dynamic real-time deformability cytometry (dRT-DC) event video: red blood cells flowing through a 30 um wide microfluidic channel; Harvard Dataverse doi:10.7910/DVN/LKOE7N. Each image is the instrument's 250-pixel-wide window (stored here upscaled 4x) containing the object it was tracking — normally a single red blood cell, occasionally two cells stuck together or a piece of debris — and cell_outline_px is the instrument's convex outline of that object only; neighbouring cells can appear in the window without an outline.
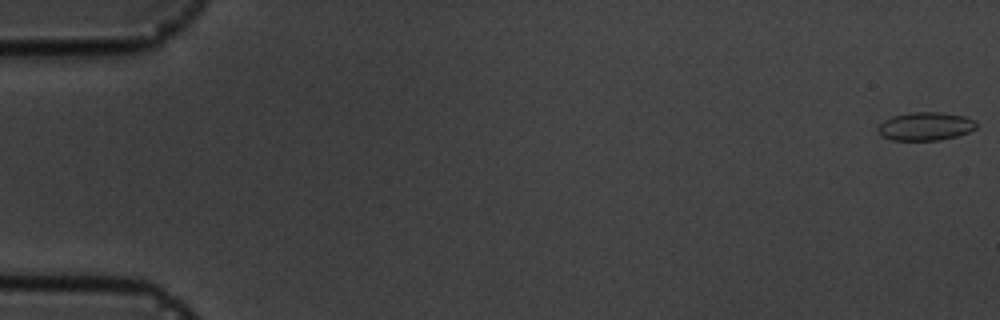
{"species": "common noctule bat (a hibernating species)", "species_latin": "Nyctalus noctula", "temperature_condition": "cold", "stored_images_in_passage": 9, "camera_frame_rate_fps": 3000, "um_per_image_px": 0.085, "animal": {"sex": "male", "body_mass_g": 19.5, "forearm_length_mm": 54.6}, "frame": {"image": 1, "passage_image": 1, "time_ms": 0.0, "image_size_px": [1000, 320], "cell_outline_px": [[976, 128], [968, 132], [956, 136], [940, 140], [892, 140], [880, 136], [876, 128], [884, 120], [892, 116], [912, 112], [940, 112], [964, 116], [976, 120]], "centroid_in_image_um": [78.64, 10.73], "position_along_channel_um": 6.4, "area_um2": 16.3}}
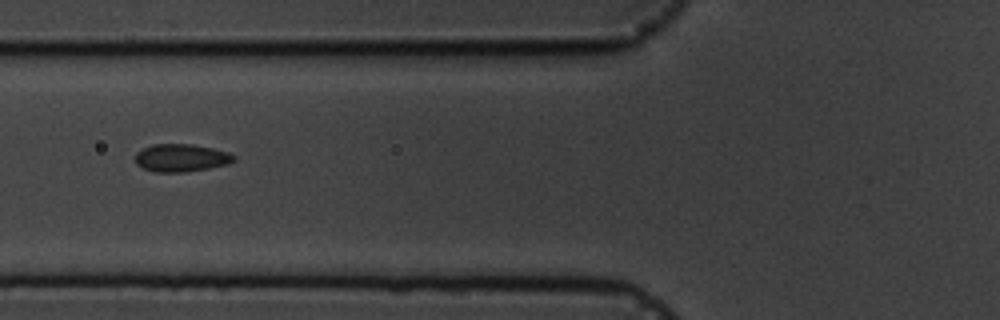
{"frame": {"image": 2, "passage_image": 7, "time_ms": 7.0, "image_size_px": [1000, 320], "cell_outline_px": [[236, 160], [228, 164], [208, 168], [184, 172], [156, 172], [144, 168], [136, 164], [136, 152], [152, 144], [192, 144], [212, 148], [228, 152], [236, 156]], "centroid_in_image_um": [15.42, 13.41], "position_along_channel_um": 110.4, "area_um2": 15.9}}
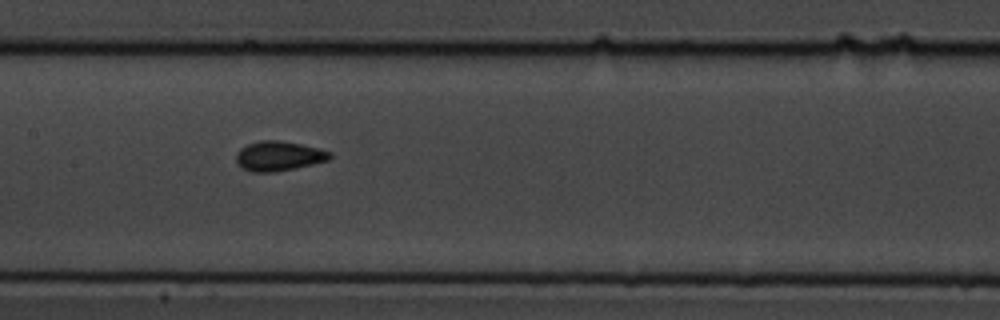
{"frame": {"image": 3, "passage_image": 9, "time_ms": 9.0, "image_size_px": [1000, 320], "cell_outline_px": [[332, 156], [328, 160], [312, 164], [276, 172], [252, 172], [244, 168], [236, 160], [236, 152], [240, 148], [248, 144], [260, 140], [280, 140], [320, 148], [332, 152]], "centroid_in_image_um": [23.71, 13.25], "position_along_channel_um": 183.7, "area_um2": 16.18}}